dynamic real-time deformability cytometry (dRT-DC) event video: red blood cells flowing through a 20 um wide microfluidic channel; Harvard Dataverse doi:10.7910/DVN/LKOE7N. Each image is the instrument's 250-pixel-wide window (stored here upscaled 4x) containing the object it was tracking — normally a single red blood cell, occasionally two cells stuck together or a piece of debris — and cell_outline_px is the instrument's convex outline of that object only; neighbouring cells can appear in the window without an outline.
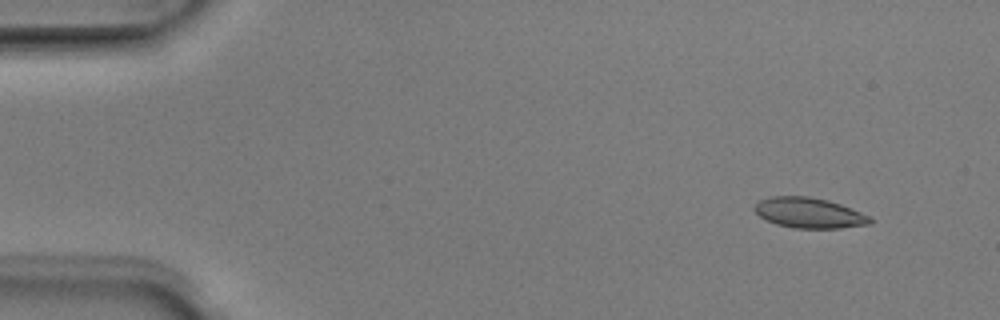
{"species": "Egyptian fruit bat (a non-hibernating species)", "species_latin": "Rousettus aegyptiacus", "temperature_condition": "room temperature", "stored_images_in_passage": 51, "camera_frame_rate_fps": 3000, "um_per_image_px": 0.085, "animal": {"sex": "male"}, "frame": {"image": 1, "passage_image": 4, "time_ms": 1.0, "image_size_px": [1000, 320], "cell_outline_px": [[872, 224], [840, 228], [792, 228], [776, 224], [760, 216], [752, 208], [760, 200], [768, 196], [808, 196], [828, 200], [840, 204], [872, 216]], "centroid_in_image_um": [68.8, 18.09], "position_along_channel_um": 16.2, "area_um2": 20.58}}
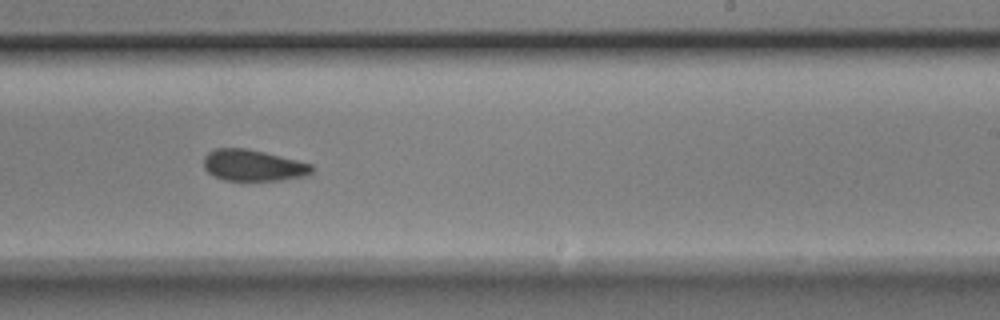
{"frame": {"image": 2, "passage_image": 31, "time_ms": 10.0, "image_size_px": [1000, 320], "cell_outline_px": [[312, 172], [308, 176], [280, 180], [224, 180], [212, 176], [204, 168], [204, 156], [208, 152], [216, 148], [244, 148], [264, 152], [312, 164]], "centroid_in_image_um": [21.5, 14.06], "position_along_channel_um": 267.5, "area_um2": 19.71}}
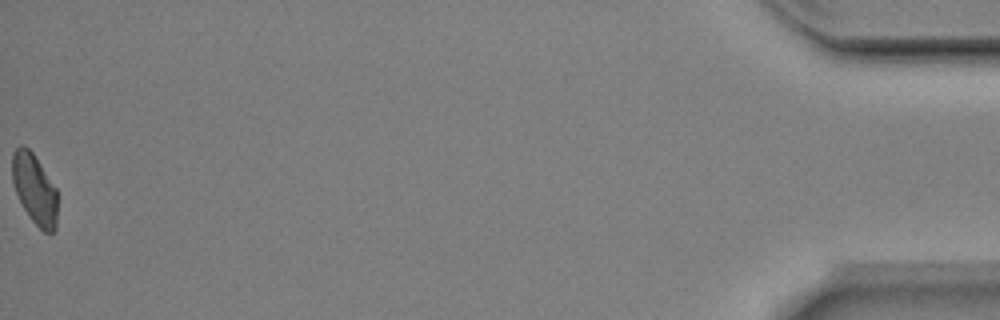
{"frame": {"image": 3, "passage_image": 51, "time_ms": 16.667, "image_size_px": [1000, 320], "cell_outline_px": [[56, 228], [52, 232], [44, 232], [32, 220], [24, 208], [16, 192], [12, 180], [12, 152], [20, 144], [24, 144], [32, 152], [56, 188]], "centroid_in_image_um": [2.92, 16.03], "position_along_channel_um": 432.3, "area_um2": 18.21}, "authors_computed_cell_mechanics": {"area_um2": 20.2878, "velocity_mm_per_s": 3.9595, "shape_relaxation_time_tau1_ms": 5.3005, "shape_relaxation_time_tau2_ms": 3.6641, "deformation_change_tau1": 0.1174, "deformation_change_tau2": 0.0473}}